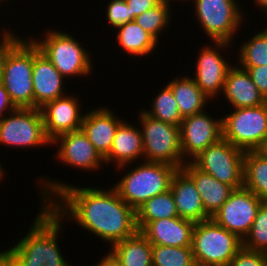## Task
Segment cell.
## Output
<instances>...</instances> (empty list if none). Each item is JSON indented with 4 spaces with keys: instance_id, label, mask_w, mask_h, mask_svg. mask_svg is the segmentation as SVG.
Masks as SVG:
<instances>
[{
    "instance_id": "obj_44",
    "label": "cell",
    "mask_w": 267,
    "mask_h": 266,
    "mask_svg": "<svg viewBox=\"0 0 267 266\" xmlns=\"http://www.w3.org/2000/svg\"><path fill=\"white\" fill-rule=\"evenodd\" d=\"M1 7H2V5L0 4V11H1V9H2ZM1 19L3 20V18H1V16H0V20H1ZM0 23H1V21H0ZM1 24H2L3 26L0 25V27H1V28H0V34L4 33V32L9 28L5 23H4V24L1 23ZM5 26H7V27H5Z\"/></svg>"
},
{
    "instance_id": "obj_26",
    "label": "cell",
    "mask_w": 267,
    "mask_h": 266,
    "mask_svg": "<svg viewBox=\"0 0 267 266\" xmlns=\"http://www.w3.org/2000/svg\"><path fill=\"white\" fill-rule=\"evenodd\" d=\"M107 252L121 266H152V243L140 231L114 243Z\"/></svg>"
},
{
    "instance_id": "obj_8",
    "label": "cell",
    "mask_w": 267,
    "mask_h": 266,
    "mask_svg": "<svg viewBox=\"0 0 267 266\" xmlns=\"http://www.w3.org/2000/svg\"><path fill=\"white\" fill-rule=\"evenodd\" d=\"M138 112L137 119L143 139V160L182 168L186 161L181 151L180 127L156 120L141 109Z\"/></svg>"
},
{
    "instance_id": "obj_40",
    "label": "cell",
    "mask_w": 267,
    "mask_h": 266,
    "mask_svg": "<svg viewBox=\"0 0 267 266\" xmlns=\"http://www.w3.org/2000/svg\"><path fill=\"white\" fill-rule=\"evenodd\" d=\"M100 260H97L96 263H93L92 266H121L120 263L114 259L108 252L101 255Z\"/></svg>"
},
{
    "instance_id": "obj_11",
    "label": "cell",
    "mask_w": 267,
    "mask_h": 266,
    "mask_svg": "<svg viewBox=\"0 0 267 266\" xmlns=\"http://www.w3.org/2000/svg\"><path fill=\"white\" fill-rule=\"evenodd\" d=\"M0 145L33 149L51 146V141L46 137L44 122L40 109L20 108L7 114L0 120Z\"/></svg>"
},
{
    "instance_id": "obj_32",
    "label": "cell",
    "mask_w": 267,
    "mask_h": 266,
    "mask_svg": "<svg viewBox=\"0 0 267 266\" xmlns=\"http://www.w3.org/2000/svg\"><path fill=\"white\" fill-rule=\"evenodd\" d=\"M152 266H196L192 247L152 244Z\"/></svg>"
},
{
    "instance_id": "obj_21",
    "label": "cell",
    "mask_w": 267,
    "mask_h": 266,
    "mask_svg": "<svg viewBox=\"0 0 267 266\" xmlns=\"http://www.w3.org/2000/svg\"><path fill=\"white\" fill-rule=\"evenodd\" d=\"M170 190L180 218L188 219L195 223L211 218L205 212L202 198L193 179L182 168L177 169L174 173Z\"/></svg>"
},
{
    "instance_id": "obj_17",
    "label": "cell",
    "mask_w": 267,
    "mask_h": 266,
    "mask_svg": "<svg viewBox=\"0 0 267 266\" xmlns=\"http://www.w3.org/2000/svg\"><path fill=\"white\" fill-rule=\"evenodd\" d=\"M32 83L34 108L37 109L69 93L67 91L69 89L65 86L68 84L66 78L59 73L51 61L39 51V48L34 43Z\"/></svg>"
},
{
    "instance_id": "obj_1",
    "label": "cell",
    "mask_w": 267,
    "mask_h": 266,
    "mask_svg": "<svg viewBox=\"0 0 267 266\" xmlns=\"http://www.w3.org/2000/svg\"><path fill=\"white\" fill-rule=\"evenodd\" d=\"M37 177L34 183L40 204H47L62 221L76 224L87 235L92 233L107 247L138 231L135 210L120 198L113 186H80L79 182L77 186L57 180L58 177Z\"/></svg>"
},
{
    "instance_id": "obj_16",
    "label": "cell",
    "mask_w": 267,
    "mask_h": 266,
    "mask_svg": "<svg viewBox=\"0 0 267 266\" xmlns=\"http://www.w3.org/2000/svg\"><path fill=\"white\" fill-rule=\"evenodd\" d=\"M72 93V94H71ZM75 91L46 103L40 108L46 137L53 141L59 135L81 130L84 116L83 98ZM82 99V100H81Z\"/></svg>"
},
{
    "instance_id": "obj_18",
    "label": "cell",
    "mask_w": 267,
    "mask_h": 266,
    "mask_svg": "<svg viewBox=\"0 0 267 266\" xmlns=\"http://www.w3.org/2000/svg\"><path fill=\"white\" fill-rule=\"evenodd\" d=\"M108 106L98 105L88 111L89 108H86L81 125V130L103 158L109 154L116 130L125 120Z\"/></svg>"
},
{
    "instance_id": "obj_33",
    "label": "cell",
    "mask_w": 267,
    "mask_h": 266,
    "mask_svg": "<svg viewBox=\"0 0 267 266\" xmlns=\"http://www.w3.org/2000/svg\"><path fill=\"white\" fill-rule=\"evenodd\" d=\"M243 247L267 254V201L260 205L250 232L243 240Z\"/></svg>"
},
{
    "instance_id": "obj_45",
    "label": "cell",
    "mask_w": 267,
    "mask_h": 266,
    "mask_svg": "<svg viewBox=\"0 0 267 266\" xmlns=\"http://www.w3.org/2000/svg\"><path fill=\"white\" fill-rule=\"evenodd\" d=\"M8 1H9V0H0V4L3 5V3H4L3 6H5V4L7 5ZM11 1H12V0H11Z\"/></svg>"
},
{
    "instance_id": "obj_31",
    "label": "cell",
    "mask_w": 267,
    "mask_h": 266,
    "mask_svg": "<svg viewBox=\"0 0 267 266\" xmlns=\"http://www.w3.org/2000/svg\"><path fill=\"white\" fill-rule=\"evenodd\" d=\"M174 12V8L170 5L159 3L154 8L146 10L141 15L136 16L134 20L158 42L159 40L163 42L160 37L164 35V31H169L170 27L174 24L172 22L174 20H171L173 19Z\"/></svg>"
},
{
    "instance_id": "obj_4",
    "label": "cell",
    "mask_w": 267,
    "mask_h": 266,
    "mask_svg": "<svg viewBox=\"0 0 267 266\" xmlns=\"http://www.w3.org/2000/svg\"><path fill=\"white\" fill-rule=\"evenodd\" d=\"M116 170L123 176L119 177V181L112 186L117 190L120 198L136 211L148 199L170 189L171 180L177 168L165 163L143 160L120 166Z\"/></svg>"
},
{
    "instance_id": "obj_15",
    "label": "cell",
    "mask_w": 267,
    "mask_h": 266,
    "mask_svg": "<svg viewBox=\"0 0 267 266\" xmlns=\"http://www.w3.org/2000/svg\"><path fill=\"white\" fill-rule=\"evenodd\" d=\"M209 112V113H208ZM185 117L180 125L183 159L190 162L208 146L222 138V115L213 117L210 111Z\"/></svg>"
},
{
    "instance_id": "obj_36",
    "label": "cell",
    "mask_w": 267,
    "mask_h": 266,
    "mask_svg": "<svg viewBox=\"0 0 267 266\" xmlns=\"http://www.w3.org/2000/svg\"><path fill=\"white\" fill-rule=\"evenodd\" d=\"M8 28L4 33L0 34V81L3 76L4 63L8 53L26 36L22 32L19 35L18 29Z\"/></svg>"
},
{
    "instance_id": "obj_29",
    "label": "cell",
    "mask_w": 267,
    "mask_h": 266,
    "mask_svg": "<svg viewBox=\"0 0 267 266\" xmlns=\"http://www.w3.org/2000/svg\"><path fill=\"white\" fill-rule=\"evenodd\" d=\"M254 31L255 34L249 32L250 37L244 39V43L240 42L237 46L235 59L238 66H262L267 65V23L265 27ZM260 30V31H259ZM259 31V32H258ZM253 35V36H251ZM238 59V60H237Z\"/></svg>"
},
{
    "instance_id": "obj_5",
    "label": "cell",
    "mask_w": 267,
    "mask_h": 266,
    "mask_svg": "<svg viewBox=\"0 0 267 266\" xmlns=\"http://www.w3.org/2000/svg\"><path fill=\"white\" fill-rule=\"evenodd\" d=\"M189 2L193 5L190 7L194 14L192 17L198 21V29L207 35L208 41L235 45V37L242 32V25L245 26L244 22L248 23L246 20L249 19L243 6L240 5V0H189Z\"/></svg>"
},
{
    "instance_id": "obj_30",
    "label": "cell",
    "mask_w": 267,
    "mask_h": 266,
    "mask_svg": "<svg viewBox=\"0 0 267 266\" xmlns=\"http://www.w3.org/2000/svg\"><path fill=\"white\" fill-rule=\"evenodd\" d=\"M162 85L161 91L156 92L157 94L151 100L152 102H149L148 109L142 107L141 110L156 120L180 127L184 118L179 111L173 91L168 84Z\"/></svg>"
},
{
    "instance_id": "obj_37",
    "label": "cell",
    "mask_w": 267,
    "mask_h": 266,
    "mask_svg": "<svg viewBox=\"0 0 267 266\" xmlns=\"http://www.w3.org/2000/svg\"><path fill=\"white\" fill-rule=\"evenodd\" d=\"M245 69L259 92L267 100V65L262 66H239Z\"/></svg>"
},
{
    "instance_id": "obj_14",
    "label": "cell",
    "mask_w": 267,
    "mask_h": 266,
    "mask_svg": "<svg viewBox=\"0 0 267 266\" xmlns=\"http://www.w3.org/2000/svg\"><path fill=\"white\" fill-rule=\"evenodd\" d=\"M54 147L56 155L54 160L78 171L85 173L103 171L106 166L104 158L94 148L82 130L68 132L56 137L51 141V147Z\"/></svg>"
},
{
    "instance_id": "obj_10",
    "label": "cell",
    "mask_w": 267,
    "mask_h": 266,
    "mask_svg": "<svg viewBox=\"0 0 267 266\" xmlns=\"http://www.w3.org/2000/svg\"><path fill=\"white\" fill-rule=\"evenodd\" d=\"M206 42L208 43L201 44L203 47L199 46L201 48H198L199 52L197 58L195 57L196 61H194V71H192L191 77L202 92L215 103V100L218 101L222 97L221 93L227 73L234 64L233 58L231 60L229 58V49H233L235 45L228 42Z\"/></svg>"
},
{
    "instance_id": "obj_19",
    "label": "cell",
    "mask_w": 267,
    "mask_h": 266,
    "mask_svg": "<svg viewBox=\"0 0 267 266\" xmlns=\"http://www.w3.org/2000/svg\"><path fill=\"white\" fill-rule=\"evenodd\" d=\"M135 124L132 121H127L125 118L119 125L113 139L111 150L104 158L106 167L113 166L112 168L115 167L116 169L123 165L143 161L142 132L138 122L135 121Z\"/></svg>"
},
{
    "instance_id": "obj_38",
    "label": "cell",
    "mask_w": 267,
    "mask_h": 266,
    "mask_svg": "<svg viewBox=\"0 0 267 266\" xmlns=\"http://www.w3.org/2000/svg\"><path fill=\"white\" fill-rule=\"evenodd\" d=\"M130 10V21L141 15L146 10L152 9L159 4L157 0H125Z\"/></svg>"
},
{
    "instance_id": "obj_41",
    "label": "cell",
    "mask_w": 267,
    "mask_h": 266,
    "mask_svg": "<svg viewBox=\"0 0 267 266\" xmlns=\"http://www.w3.org/2000/svg\"><path fill=\"white\" fill-rule=\"evenodd\" d=\"M252 2L254 4L252 6H254V8L258 7L257 9L262 12L261 14L263 15H261V17H264V15L266 16L264 18H266L267 22V0H253Z\"/></svg>"
},
{
    "instance_id": "obj_2",
    "label": "cell",
    "mask_w": 267,
    "mask_h": 266,
    "mask_svg": "<svg viewBox=\"0 0 267 266\" xmlns=\"http://www.w3.org/2000/svg\"><path fill=\"white\" fill-rule=\"evenodd\" d=\"M39 206L29 231L0 251V266H73L59 244L66 223L47 204Z\"/></svg>"
},
{
    "instance_id": "obj_12",
    "label": "cell",
    "mask_w": 267,
    "mask_h": 266,
    "mask_svg": "<svg viewBox=\"0 0 267 266\" xmlns=\"http://www.w3.org/2000/svg\"><path fill=\"white\" fill-rule=\"evenodd\" d=\"M221 183L238 189L244 185V151L223 137L190 161Z\"/></svg>"
},
{
    "instance_id": "obj_34",
    "label": "cell",
    "mask_w": 267,
    "mask_h": 266,
    "mask_svg": "<svg viewBox=\"0 0 267 266\" xmlns=\"http://www.w3.org/2000/svg\"><path fill=\"white\" fill-rule=\"evenodd\" d=\"M108 1V4L106 3L105 7H103L105 10L102 13H105L104 20L105 22L107 21V25L112 29L110 32H113L122 24L130 22V10L125 0Z\"/></svg>"
},
{
    "instance_id": "obj_20",
    "label": "cell",
    "mask_w": 267,
    "mask_h": 266,
    "mask_svg": "<svg viewBox=\"0 0 267 266\" xmlns=\"http://www.w3.org/2000/svg\"><path fill=\"white\" fill-rule=\"evenodd\" d=\"M221 95L223 97L219 100L228 102L227 106H230L228 109L256 107L267 102L252 82L249 73L236 63L227 73Z\"/></svg>"
},
{
    "instance_id": "obj_43",
    "label": "cell",
    "mask_w": 267,
    "mask_h": 266,
    "mask_svg": "<svg viewBox=\"0 0 267 266\" xmlns=\"http://www.w3.org/2000/svg\"><path fill=\"white\" fill-rule=\"evenodd\" d=\"M3 167L5 168V166H2L0 161V183L3 182V180H6L5 177L7 176L6 175L7 171Z\"/></svg>"
},
{
    "instance_id": "obj_3",
    "label": "cell",
    "mask_w": 267,
    "mask_h": 266,
    "mask_svg": "<svg viewBox=\"0 0 267 266\" xmlns=\"http://www.w3.org/2000/svg\"><path fill=\"white\" fill-rule=\"evenodd\" d=\"M58 28H46L45 32L42 31L43 37H41L40 33L36 37L35 32L24 34L33 41L39 51L51 61L59 73L67 80L71 78V81L72 79L74 81L76 77H79L78 79L82 77H84L83 79L85 77L91 78L95 73L94 68L96 67L94 65V57H92L94 56L92 55L93 52L91 53L85 47L86 44L82 45L80 43L79 36L74 37V34L68 32L69 30H57ZM29 34H34L35 36Z\"/></svg>"
},
{
    "instance_id": "obj_6",
    "label": "cell",
    "mask_w": 267,
    "mask_h": 266,
    "mask_svg": "<svg viewBox=\"0 0 267 266\" xmlns=\"http://www.w3.org/2000/svg\"><path fill=\"white\" fill-rule=\"evenodd\" d=\"M191 247L196 266H228L243 241L210 218L195 223Z\"/></svg>"
},
{
    "instance_id": "obj_35",
    "label": "cell",
    "mask_w": 267,
    "mask_h": 266,
    "mask_svg": "<svg viewBox=\"0 0 267 266\" xmlns=\"http://www.w3.org/2000/svg\"><path fill=\"white\" fill-rule=\"evenodd\" d=\"M228 266H267V254L242 247Z\"/></svg>"
},
{
    "instance_id": "obj_22",
    "label": "cell",
    "mask_w": 267,
    "mask_h": 266,
    "mask_svg": "<svg viewBox=\"0 0 267 266\" xmlns=\"http://www.w3.org/2000/svg\"><path fill=\"white\" fill-rule=\"evenodd\" d=\"M195 222L175 217L149 222L140 232L155 245L185 247L192 245Z\"/></svg>"
},
{
    "instance_id": "obj_7",
    "label": "cell",
    "mask_w": 267,
    "mask_h": 266,
    "mask_svg": "<svg viewBox=\"0 0 267 266\" xmlns=\"http://www.w3.org/2000/svg\"><path fill=\"white\" fill-rule=\"evenodd\" d=\"M222 113V137L245 151L263 150L267 143V102Z\"/></svg>"
},
{
    "instance_id": "obj_46",
    "label": "cell",
    "mask_w": 267,
    "mask_h": 266,
    "mask_svg": "<svg viewBox=\"0 0 267 266\" xmlns=\"http://www.w3.org/2000/svg\"><path fill=\"white\" fill-rule=\"evenodd\" d=\"M263 151L267 154V143H266L265 147L263 148Z\"/></svg>"
},
{
    "instance_id": "obj_24",
    "label": "cell",
    "mask_w": 267,
    "mask_h": 266,
    "mask_svg": "<svg viewBox=\"0 0 267 266\" xmlns=\"http://www.w3.org/2000/svg\"><path fill=\"white\" fill-rule=\"evenodd\" d=\"M116 31V32H115ZM116 37V43L118 49H121L119 54L127 55L130 58L138 57L139 60L143 57L147 58L155 54L158 51L161 44L151 34L145 31L139 26L135 20L122 24L114 30ZM145 56V57H144Z\"/></svg>"
},
{
    "instance_id": "obj_28",
    "label": "cell",
    "mask_w": 267,
    "mask_h": 266,
    "mask_svg": "<svg viewBox=\"0 0 267 266\" xmlns=\"http://www.w3.org/2000/svg\"><path fill=\"white\" fill-rule=\"evenodd\" d=\"M135 212L138 231H141L151 221L179 216L170 189L165 193L148 199Z\"/></svg>"
},
{
    "instance_id": "obj_42",
    "label": "cell",
    "mask_w": 267,
    "mask_h": 266,
    "mask_svg": "<svg viewBox=\"0 0 267 266\" xmlns=\"http://www.w3.org/2000/svg\"><path fill=\"white\" fill-rule=\"evenodd\" d=\"M157 1L159 3L168 4L173 8L174 5L176 4V2H178V3L182 2L180 5L185 7L186 5H184L183 2L185 3V1H186L188 3L189 0H157Z\"/></svg>"
},
{
    "instance_id": "obj_39",
    "label": "cell",
    "mask_w": 267,
    "mask_h": 266,
    "mask_svg": "<svg viewBox=\"0 0 267 266\" xmlns=\"http://www.w3.org/2000/svg\"><path fill=\"white\" fill-rule=\"evenodd\" d=\"M16 108L3 83L0 81V120Z\"/></svg>"
},
{
    "instance_id": "obj_23",
    "label": "cell",
    "mask_w": 267,
    "mask_h": 266,
    "mask_svg": "<svg viewBox=\"0 0 267 266\" xmlns=\"http://www.w3.org/2000/svg\"><path fill=\"white\" fill-rule=\"evenodd\" d=\"M182 169L193 179L202 198L205 212L213 217L234 189L196 168L191 162H186Z\"/></svg>"
},
{
    "instance_id": "obj_27",
    "label": "cell",
    "mask_w": 267,
    "mask_h": 266,
    "mask_svg": "<svg viewBox=\"0 0 267 266\" xmlns=\"http://www.w3.org/2000/svg\"><path fill=\"white\" fill-rule=\"evenodd\" d=\"M267 201V154L263 150L244 152V185Z\"/></svg>"
},
{
    "instance_id": "obj_9",
    "label": "cell",
    "mask_w": 267,
    "mask_h": 266,
    "mask_svg": "<svg viewBox=\"0 0 267 266\" xmlns=\"http://www.w3.org/2000/svg\"><path fill=\"white\" fill-rule=\"evenodd\" d=\"M33 41L26 35L7 55L1 82L16 107L34 108Z\"/></svg>"
},
{
    "instance_id": "obj_25",
    "label": "cell",
    "mask_w": 267,
    "mask_h": 266,
    "mask_svg": "<svg viewBox=\"0 0 267 266\" xmlns=\"http://www.w3.org/2000/svg\"><path fill=\"white\" fill-rule=\"evenodd\" d=\"M183 75V76H182ZM167 84L175 96L179 111L183 118L202 112L207 105L214 104L196 85L190 74H182L170 78Z\"/></svg>"
},
{
    "instance_id": "obj_13",
    "label": "cell",
    "mask_w": 267,
    "mask_h": 266,
    "mask_svg": "<svg viewBox=\"0 0 267 266\" xmlns=\"http://www.w3.org/2000/svg\"><path fill=\"white\" fill-rule=\"evenodd\" d=\"M263 202L243 186L234 189L226 202L211 218L243 241L250 232L258 209Z\"/></svg>"
}]
</instances>
